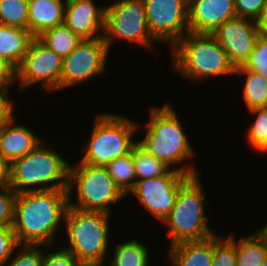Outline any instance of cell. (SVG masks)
I'll return each mask as SVG.
<instances>
[{"label": "cell", "instance_id": "cell-14", "mask_svg": "<svg viewBox=\"0 0 267 266\" xmlns=\"http://www.w3.org/2000/svg\"><path fill=\"white\" fill-rule=\"evenodd\" d=\"M259 34L257 21L239 16L228 19L213 33L235 68L249 59Z\"/></svg>", "mask_w": 267, "mask_h": 266}, {"label": "cell", "instance_id": "cell-6", "mask_svg": "<svg viewBox=\"0 0 267 266\" xmlns=\"http://www.w3.org/2000/svg\"><path fill=\"white\" fill-rule=\"evenodd\" d=\"M202 174L189 177L178 189L175 205L162 223L171 247L185 241H200L217 234L209 224Z\"/></svg>", "mask_w": 267, "mask_h": 266}, {"label": "cell", "instance_id": "cell-25", "mask_svg": "<svg viewBox=\"0 0 267 266\" xmlns=\"http://www.w3.org/2000/svg\"><path fill=\"white\" fill-rule=\"evenodd\" d=\"M136 181L152 179L167 174L171 168L146 151L138 142L132 149Z\"/></svg>", "mask_w": 267, "mask_h": 266}, {"label": "cell", "instance_id": "cell-39", "mask_svg": "<svg viewBox=\"0 0 267 266\" xmlns=\"http://www.w3.org/2000/svg\"><path fill=\"white\" fill-rule=\"evenodd\" d=\"M257 27L261 35L267 36V2L260 18L257 20Z\"/></svg>", "mask_w": 267, "mask_h": 266}, {"label": "cell", "instance_id": "cell-10", "mask_svg": "<svg viewBox=\"0 0 267 266\" xmlns=\"http://www.w3.org/2000/svg\"><path fill=\"white\" fill-rule=\"evenodd\" d=\"M63 59L50 50L37 37L29 44L21 64L16 69L17 91L21 93L38 84L44 94L60 91Z\"/></svg>", "mask_w": 267, "mask_h": 266}, {"label": "cell", "instance_id": "cell-32", "mask_svg": "<svg viewBox=\"0 0 267 266\" xmlns=\"http://www.w3.org/2000/svg\"><path fill=\"white\" fill-rule=\"evenodd\" d=\"M58 245H44L42 266H82L69 250Z\"/></svg>", "mask_w": 267, "mask_h": 266}, {"label": "cell", "instance_id": "cell-38", "mask_svg": "<svg viewBox=\"0 0 267 266\" xmlns=\"http://www.w3.org/2000/svg\"><path fill=\"white\" fill-rule=\"evenodd\" d=\"M9 187V165L0 159V189Z\"/></svg>", "mask_w": 267, "mask_h": 266}, {"label": "cell", "instance_id": "cell-27", "mask_svg": "<svg viewBox=\"0 0 267 266\" xmlns=\"http://www.w3.org/2000/svg\"><path fill=\"white\" fill-rule=\"evenodd\" d=\"M105 167L115 184L127 195L136 183L132 152L111 161Z\"/></svg>", "mask_w": 267, "mask_h": 266}, {"label": "cell", "instance_id": "cell-24", "mask_svg": "<svg viewBox=\"0 0 267 266\" xmlns=\"http://www.w3.org/2000/svg\"><path fill=\"white\" fill-rule=\"evenodd\" d=\"M37 38L62 59L67 57L82 41V38L64 23L45 30Z\"/></svg>", "mask_w": 267, "mask_h": 266}, {"label": "cell", "instance_id": "cell-33", "mask_svg": "<svg viewBox=\"0 0 267 266\" xmlns=\"http://www.w3.org/2000/svg\"><path fill=\"white\" fill-rule=\"evenodd\" d=\"M16 196L10 186L0 189V228L12 226Z\"/></svg>", "mask_w": 267, "mask_h": 266}, {"label": "cell", "instance_id": "cell-40", "mask_svg": "<svg viewBox=\"0 0 267 266\" xmlns=\"http://www.w3.org/2000/svg\"><path fill=\"white\" fill-rule=\"evenodd\" d=\"M262 227H258L257 231L262 235V237L266 240L267 243V224L264 226L261 225Z\"/></svg>", "mask_w": 267, "mask_h": 266}, {"label": "cell", "instance_id": "cell-35", "mask_svg": "<svg viewBox=\"0 0 267 266\" xmlns=\"http://www.w3.org/2000/svg\"><path fill=\"white\" fill-rule=\"evenodd\" d=\"M267 0H235L236 16L257 21Z\"/></svg>", "mask_w": 267, "mask_h": 266}, {"label": "cell", "instance_id": "cell-19", "mask_svg": "<svg viewBox=\"0 0 267 266\" xmlns=\"http://www.w3.org/2000/svg\"><path fill=\"white\" fill-rule=\"evenodd\" d=\"M67 0H28V30L38 37L45 30L64 23Z\"/></svg>", "mask_w": 267, "mask_h": 266}, {"label": "cell", "instance_id": "cell-21", "mask_svg": "<svg viewBox=\"0 0 267 266\" xmlns=\"http://www.w3.org/2000/svg\"><path fill=\"white\" fill-rule=\"evenodd\" d=\"M33 38L27 29L0 24V58L17 69Z\"/></svg>", "mask_w": 267, "mask_h": 266}, {"label": "cell", "instance_id": "cell-11", "mask_svg": "<svg viewBox=\"0 0 267 266\" xmlns=\"http://www.w3.org/2000/svg\"><path fill=\"white\" fill-rule=\"evenodd\" d=\"M103 37L82 39L76 48L63 58L60 91L86 84L91 79L105 75L110 56Z\"/></svg>", "mask_w": 267, "mask_h": 266}, {"label": "cell", "instance_id": "cell-37", "mask_svg": "<svg viewBox=\"0 0 267 266\" xmlns=\"http://www.w3.org/2000/svg\"><path fill=\"white\" fill-rule=\"evenodd\" d=\"M12 93L13 91H0V126L16 112Z\"/></svg>", "mask_w": 267, "mask_h": 266}, {"label": "cell", "instance_id": "cell-29", "mask_svg": "<svg viewBox=\"0 0 267 266\" xmlns=\"http://www.w3.org/2000/svg\"><path fill=\"white\" fill-rule=\"evenodd\" d=\"M220 235L221 233L213 235L211 266H236V243L229 236Z\"/></svg>", "mask_w": 267, "mask_h": 266}, {"label": "cell", "instance_id": "cell-36", "mask_svg": "<svg viewBox=\"0 0 267 266\" xmlns=\"http://www.w3.org/2000/svg\"><path fill=\"white\" fill-rule=\"evenodd\" d=\"M16 82V69L6 60L0 58V91H12Z\"/></svg>", "mask_w": 267, "mask_h": 266}, {"label": "cell", "instance_id": "cell-17", "mask_svg": "<svg viewBox=\"0 0 267 266\" xmlns=\"http://www.w3.org/2000/svg\"><path fill=\"white\" fill-rule=\"evenodd\" d=\"M15 114L0 126V159L8 165L25 156L44 139L37 135V131L28 128V124L17 122Z\"/></svg>", "mask_w": 267, "mask_h": 266}, {"label": "cell", "instance_id": "cell-4", "mask_svg": "<svg viewBox=\"0 0 267 266\" xmlns=\"http://www.w3.org/2000/svg\"><path fill=\"white\" fill-rule=\"evenodd\" d=\"M111 216L69 206L61 237L67 242L63 245L64 240H60L61 246L69 250L82 266H105L113 239Z\"/></svg>", "mask_w": 267, "mask_h": 266}, {"label": "cell", "instance_id": "cell-12", "mask_svg": "<svg viewBox=\"0 0 267 266\" xmlns=\"http://www.w3.org/2000/svg\"><path fill=\"white\" fill-rule=\"evenodd\" d=\"M189 177L171 169L162 176L136 181L135 186L126 195L127 200L133 197L132 200H136L137 204L144 208V212L151 214L149 217H153V220L155 218L161 226L175 205L179 187Z\"/></svg>", "mask_w": 267, "mask_h": 266}, {"label": "cell", "instance_id": "cell-2", "mask_svg": "<svg viewBox=\"0 0 267 266\" xmlns=\"http://www.w3.org/2000/svg\"><path fill=\"white\" fill-rule=\"evenodd\" d=\"M150 107L147 114L148 121L144 122L145 126L141 124L143 122H137L138 135L142 134L138 136V143L151 155L164 161L171 169L190 177L201 174L195 161L192 162L197 155L196 148L192 146L190 137L184 130L185 125L181 122L183 120H180L176 107L169 101L159 106L150 105Z\"/></svg>", "mask_w": 267, "mask_h": 266}, {"label": "cell", "instance_id": "cell-34", "mask_svg": "<svg viewBox=\"0 0 267 266\" xmlns=\"http://www.w3.org/2000/svg\"><path fill=\"white\" fill-rule=\"evenodd\" d=\"M18 246L12 226L0 228V266H4Z\"/></svg>", "mask_w": 267, "mask_h": 266}, {"label": "cell", "instance_id": "cell-22", "mask_svg": "<svg viewBox=\"0 0 267 266\" xmlns=\"http://www.w3.org/2000/svg\"><path fill=\"white\" fill-rule=\"evenodd\" d=\"M236 243V266H261L267 259V243L262 235L253 230L238 240L234 233L227 234Z\"/></svg>", "mask_w": 267, "mask_h": 266}, {"label": "cell", "instance_id": "cell-7", "mask_svg": "<svg viewBox=\"0 0 267 266\" xmlns=\"http://www.w3.org/2000/svg\"><path fill=\"white\" fill-rule=\"evenodd\" d=\"M92 132L89 134L78 162L106 166L111 161L132 152L138 142V123L128 115L104 111L96 113Z\"/></svg>", "mask_w": 267, "mask_h": 266}, {"label": "cell", "instance_id": "cell-23", "mask_svg": "<svg viewBox=\"0 0 267 266\" xmlns=\"http://www.w3.org/2000/svg\"><path fill=\"white\" fill-rule=\"evenodd\" d=\"M235 75L238 78L241 77L240 79L242 76L244 78L241 97H243L246 112L255 108L267 107V79L243 66L236 68Z\"/></svg>", "mask_w": 267, "mask_h": 266}, {"label": "cell", "instance_id": "cell-31", "mask_svg": "<svg viewBox=\"0 0 267 266\" xmlns=\"http://www.w3.org/2000/svg\"><path fill=\"white\" fill-rule=\"evenodd\" d=\"M243 67L267 79V36L258 35L253 51Z\"/></svg>", "mask_w": 267, "mask_h": 266}, {"label": "cell", "instance_id": "cell-26", "mask_svg": "<svg viewBox=\"0 0 267 266\" xmlns=\"http://www.w3.org/2000/svg\"><path fill=\"white\" fill-rule=\"evenodd\" d=\"M253 121L246 126L245 138L246 144L261 155L267 154V107L255 108L247 111ZM255 118V119H254Z\"/></svg>", "mask_w": 267, "mask_h": 266}, {"label": "cell", "instance_id": "cell-20", "mask_svg": "<svg viewBox=\"0 0 267 266\" xmlns=\"http://www.w3.org/2000/svg\"><path fill=\"white\" fill-rule=\"evenodd\" d=\"M134 239H127L121 242H115L113 239L112 247L110 249V254L113 256L108 257V261L106 262L105 266H152V259L151 250H149V246L146 245V242H141L140 238ZM113 251V252H112ZM111 257V258H110ZM151 257V258H150ZM110 258V259H109Z\"/></svg>", "mask_w": 267, "mask_h": 266}, {"label": "cell", "instance_id": "cell-3", "mask_svg": "<svg viewBox=\"0 0 267 266\" xmlns=\"http://www.w3.org/2000/svg\"><path fill=\"white\" fill-rule=\"evenodd\" d=\"M169 52V67L192 85L235 74L236 68L213 34L189 32Z\"/></svg>", "mask_w": 267, "mask_h": 266}, {"label": "cell", "instance_id": "cell-41", "mask_svg": "<svg viewBox=\"0 0 267 266\" xmlns=\"http://www.w3.org/2000/svg\"><path fill=\"white\" fill-rule=\"evenodd\" d=\"M261 266H267V259L261 264Z\"/></svg>", "mask_w": 267, "mask_h": 266}, {"label": "cell", "instance_id": "cell-15", "mask_svg": "<svg viewBox=\"0 0 267 266\" xmlns=\"http://www.w3.org/2000/svg\"><path fill=\"white\" fill-rule=\"evenodd\" d=\"M96 0H67L64 24L82 39L103 37L105 7Z\"/></svg>", "mask_w": 267, "mask_h": 266}, {"label": "cell", "instance_id": "cell-13", "mask_svg": "<svg viewBox=\"0 0 267 266\" xmlns=\"http://www.w3.org/2000/svg\"><path fill=\"white\" fill-rule=\"evenodd\" d=\"M152 37L169 50L189 33V0H143Z\"/></svg>", "mask_w": 267, "mask_h": 266}, {"label": "cell", "instance_id": "cell-30", "mask_svg": "<svg viewBox=\"0 0 267 266\" xmlns=\"http://www.w3.org/2000/svg\"><path fill=\"white\" fill-rule=\"evenodd\" d=\"M44 245H19L4 266H42Z\"/></svg>", "mask_w": 267, "mask_h": 266}, {"label": "cell", "instance_id": "cell-9", "mask_svg": "<svg viewBox=\"0 0 267 266\" xmlns=\"http://www.w3.org/2000/svg\"><path fill=\"white\" fill-rule=\"evenodd\" d=\"M105 5L103 39L110 52L119 41L155 51V44L159 43L148 29L143 0H115Z\"/></svg>", "mask_w": 267, "mask_h": 266}, {"label": "cell", "instance_id": "cell-1", "mask_svg": "<svg viewBox=\"0 0 267 266\" xmlns=\"http://www.w3.org/2000/svg\"><path fill=\"white\" fill-rule=\"evenodd\" d=\"M68 207L67 189L17 193L12 228L19 245H55Z\"/></svg>", "mask_w": 267, "mask_h": 266}, {"label": "cell", "instance_id": "cell-28", "mask_svg": "<svg viewBox=\"0 0 267 266\" xmlns=\"http://www.w3.org/2000/svg\"><path fill=\"white\" fill-rule=\"evenodd\" d=\"M28 0H0V24L28 30Z\"/></svg>", "mask_w": 267, "mask_h": 266}, {"label": "cell", "instance_id": "cell-16", "mask_svg": "<svg viewBox=\"0 0 267 266\" xmlns=\"http://www.w3.org/2000/svg\"><path fill=\"white\" fill-rule=\"evenodd\" d=\"M235 16V0H189V32L213 34Z\"/></svg>", "mask_w": 267, "mask_h": 266}, {"label": "cell", "instance_id": "cell-5", "mask_svg": "<svg viewBox=\"0 0 267 266\" xmlns=\"http://www.w3.org/2000/svg\"><path fill=\"white\" fill-rule=\"evenodd\" d=\"M50 143L43 139L9 165V186L13 191L68 189L70 160Z\"/></svg>", "mask_w": 267, "mask_h": 266}, {"label": "cell", "instance_id": "cell-18", "mask_svg": "<svg viewBox=\"0 0 267 266\" xmlns=\"http://www.w3.org/2000/svg\"><path fill=\"white\" fill-rule=\"evenodd\" d=\"M166 253L168 266H211L213 236L200 241H185L169 247Z\"/></svg>", "mask_w": 267, "mask_h": 266}, {"label": "cell", "instance_id": "cell-8", "mask_svg": "<svg viewBox=\"0 0 267 266\" xmlns=\"http://www.w3.org/2000/svg\"><path fill=\"white\" fill-rule=\"evenodd\" d=\"M67 191L69 206L110 215L116 213L112 207L119 206L127 198L115 184L105 166L82 162L70 161Z\"/></svg>", "mask_w": 267, "mask_h": 266}]
</instances>
